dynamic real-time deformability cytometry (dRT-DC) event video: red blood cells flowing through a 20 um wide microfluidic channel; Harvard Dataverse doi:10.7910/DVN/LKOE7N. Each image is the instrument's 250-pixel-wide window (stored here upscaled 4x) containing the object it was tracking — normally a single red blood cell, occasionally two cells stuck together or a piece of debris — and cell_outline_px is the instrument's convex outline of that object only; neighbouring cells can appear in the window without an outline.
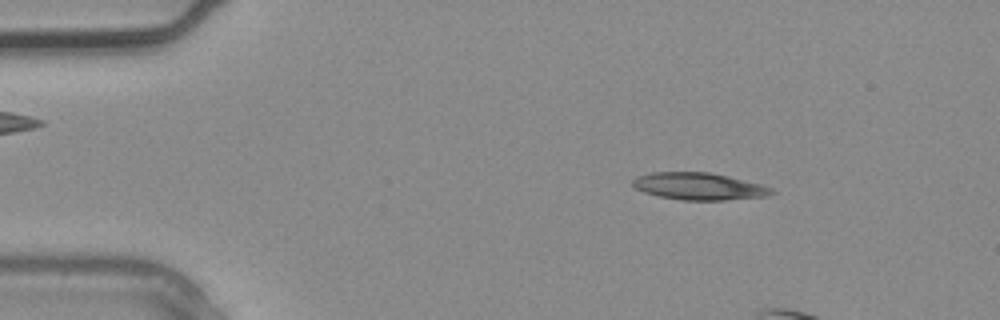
{"species": "common noctule bat (a hibernating species)", "species_latin": "Nyctalus noctula", "temperature_condition": "warm", "stored_images_in_passage": 4, "camera_frame_rate_fps": 3000, "um_per_image_px": 0.085, "animal": {"sex": "male", "body_mass_g": 20.4}, "frame": {"image": 1, "passage_image": 2, "time_ms": 0.333, "image_size_px": [1000, 320], "cell_outline_px": [[776, 192], [764, 196], [728, 200], [680, 200], [660, 196], [644, 192], [636, 188], [632, 184], [632, 180], [636, 176], [652, 172], [708, 172], [728, 176], [760, 184], [772, 188]], "centroid_in_image_um": [59.39, 15.83], "position_along_channel_um": 25.6, "area_um2": 21.85}}